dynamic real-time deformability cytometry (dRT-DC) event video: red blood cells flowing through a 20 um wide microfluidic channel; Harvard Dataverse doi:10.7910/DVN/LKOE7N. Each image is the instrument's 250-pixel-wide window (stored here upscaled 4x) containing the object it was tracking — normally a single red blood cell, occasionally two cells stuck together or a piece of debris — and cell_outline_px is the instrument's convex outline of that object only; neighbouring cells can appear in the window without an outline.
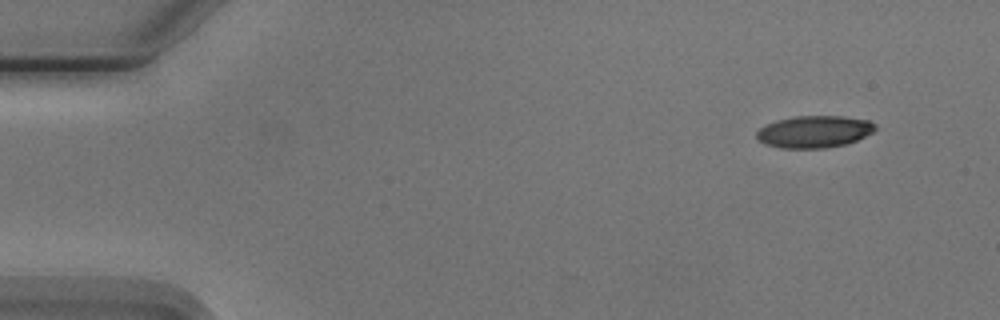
{"species": "Egyptian fruit bat (a non-hibernating species)", "species_latin": "Rousettus aegyptiacus", "temperature_condition": "cold", "stored_images_in_passage": 6, "camera_frame_rate_fps": 3000, "um_per_image_px": 0.085, "animal": {"sex": "male"}, "frame": {"image": 1, "passage_image": 1, "time_ms": 0.0, "image_size_px": [1000, 320], "cell_outline_px": [[876, 128], [872, 132], [856, 140], [844, 144], [824, 148], [780, 148], [764, 144], [756, 140], [756, 132], [760, 128], [776, 120], [796, 116], [844, 116], [868, 120], [876, 124]], "centroid_in_image_um": [69.18, 11.19], "position_along_channel_um": 15.8, "area_um2": 22.14}}